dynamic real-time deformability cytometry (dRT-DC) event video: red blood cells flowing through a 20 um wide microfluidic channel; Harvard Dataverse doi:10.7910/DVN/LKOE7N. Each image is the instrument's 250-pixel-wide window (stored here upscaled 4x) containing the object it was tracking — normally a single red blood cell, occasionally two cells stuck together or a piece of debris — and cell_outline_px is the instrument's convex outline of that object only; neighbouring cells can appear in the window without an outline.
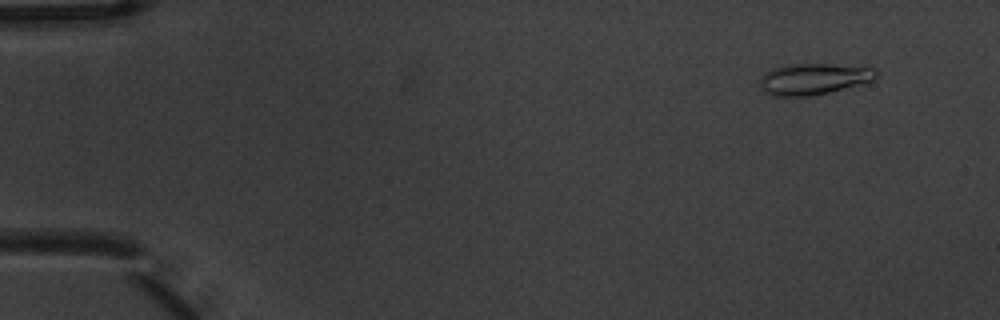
{"species": "common noctule bat (a hibernating species)", "species_latin": "Nyctalus noctula", "temperature_condition": "warm", "stored_images_in_passage": 5, "camera_frame_rate_fps": 3000, "um_per_image_px": 0.085, "animal": {"sex": "male", "body_mass_g": 20.1, "forearm_length_mm": 53.5}, "frame": {"image": 1, "passage_image": 2, "time_ms": 0.333, "image_size_px": [1000, 320], "cell_outline_px": [[880, 72], [872, 80], [828, 92], [808, 96], [772, 96], [764, 92], [760, 84], [760, 76], [772, 68], [792, 64], [832, 64], [876, 68]], "centroid_in_image_um": [69.13, 6.7], "position_along_channel_um": 15.9, "area_um2": 20.98}}